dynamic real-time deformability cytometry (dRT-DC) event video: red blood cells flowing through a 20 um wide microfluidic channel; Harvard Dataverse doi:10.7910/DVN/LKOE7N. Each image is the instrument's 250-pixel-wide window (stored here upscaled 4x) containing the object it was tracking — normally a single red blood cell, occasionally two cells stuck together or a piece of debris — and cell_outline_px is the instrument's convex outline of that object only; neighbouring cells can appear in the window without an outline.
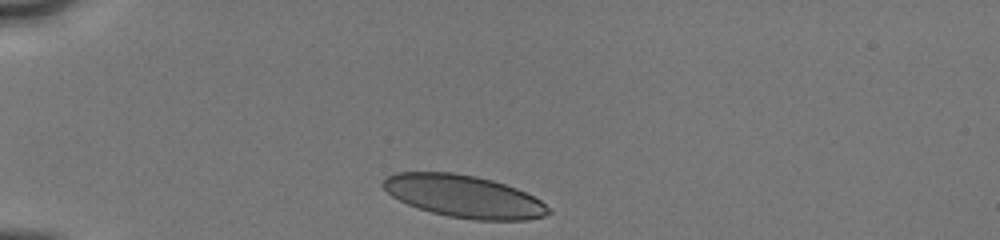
{"species": "human", "species_latin": "Homo sapiens", "temperature_condition": "cold", "stored_images_in_passage": 24, "camera_frame_rate_fps": 3000, "um_per_image_px": 0.085, "donor": {"sex": "male"}, "frame": {"image": 1, "passage_image": 1, "time_ms": 0.0, "image_size_px": [1000, 240], "cell_outline_px": [[552, 212], [544, 216], [528, 220], [476, 220], [448, 216], [432, 212], [408, 204], [392, 196], [380, 184], [388, 176], [396, 172], [452, 172], [476, 176], [492, 180], [516, 188], [540, 200]], "centroid_in_image_um": [39.43, 16.68], "position_along_channel_um": 45.6, "area_um2": 40.52}}
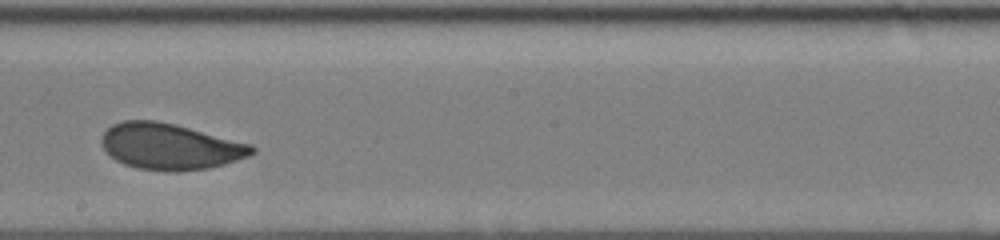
{"frame": {"image": 2, "passage_image": 14, "time_ms": 5.667, "image_size_px": [1000, 240], "cell_outline_px": [[256, 152], [248, 156], [224, 164], [208, 168], [176, 172], [168, 172], [136, 168], [124, 164], [116, 160], [104, 148], [100, 140], [104, 132], [112, 124], [124, 120], [156, 120], [176, 124], [252, 144], [256, 148]], "centroid_in_image_um": [14.47, 12.45], "position_along_channel_um": 233.7, "area_um2": 40.58}}
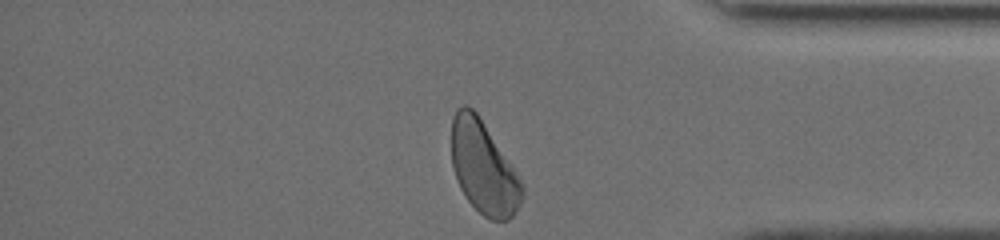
{"frame": {"image": 3, "passage_image": 24, "time_ms": 10.0, "image_size_px": [1000, 240], "cell_outline_px": [[524, 196], [516, 212], [508, 220], [492, 220], [484, 216], [468, 200], [460, 188], [456, 180], [452, 164], [452, 116], [456, 108], [464, 104], [472, 108], [476, 112], [520, 176], [524, 184]], "centroid_in_image_um": [41.12, 14.25], "position_along_channel_um": 394.1, "area_um2": 38.21}, "authors_computed_cell_mechanics": {"area_um2": 39.8242, "velocity_mm_per_s": 4.0088, "shape_relaxation_time_tau1_ms": 2.8129, "shape_relaxation_time_tau2_ms": 0.8243, "deformation_change_tau1": 0.1015, "deformation_change_tau2": 0.0356}}